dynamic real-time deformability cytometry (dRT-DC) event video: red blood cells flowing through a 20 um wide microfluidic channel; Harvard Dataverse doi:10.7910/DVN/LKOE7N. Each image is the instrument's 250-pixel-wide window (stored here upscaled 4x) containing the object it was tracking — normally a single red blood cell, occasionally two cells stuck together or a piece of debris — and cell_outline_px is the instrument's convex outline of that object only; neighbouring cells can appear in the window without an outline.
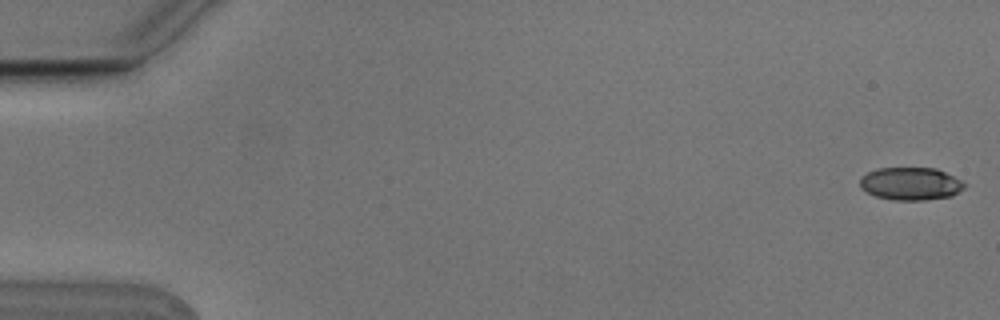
{"species": "Egyptian fruit bat (a non-hibernating species)", "species_latin": "Rousettus aegyptiacus", "temperature_condition": "cold", "stored_images_in_passage": 8, "camera_frame_rate_fps": 3000, "um_per_image_px": 0.085, "animal": {"sex": "male"}, "frame": {"image": 1, "passage_image": 1, "time_ms": 0.0, "image_size_px": [1000, 320], "cell_outline_px": [[964, 188], [952, 196], [924, 200], [892, 200], [876, 196], [860, 188], [860, 176], [876, 168], [936, 168], [960, 180], [964, 184]], "centroid_in_image_um": [77.36, 15.61], "position_along_channel_um": 7.6, "area_um2": 19.88}}
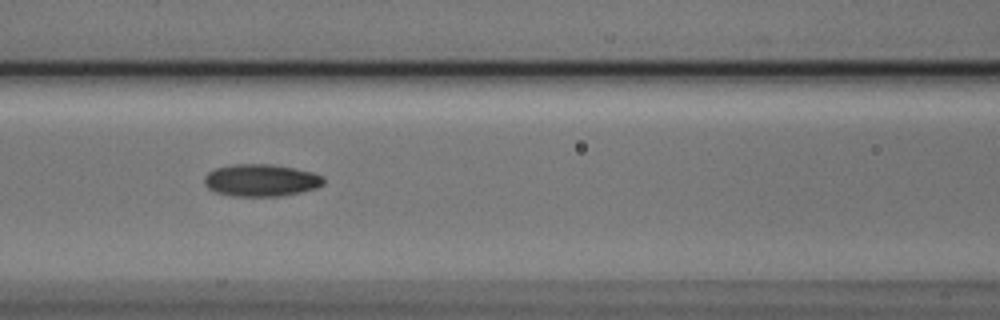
{"frame": {"image": 2, "passage_image": 7, "time_ms": 2.0, "image_size_px": [1000, 320], "cell_outline_px": [[324, 184], [316, 188], [300, 192], [280, 196], [232, 196], [216, 192], [208, 188], [204, 184], [204, 176], [208, 172], [216, 168], [232, 164], [272, 164], [312, 172], [324, 176]], "centroid_in_image_um": [22.18, 15.32], "position_along_channel_um": 144.4, "area_um2": 22.43}}
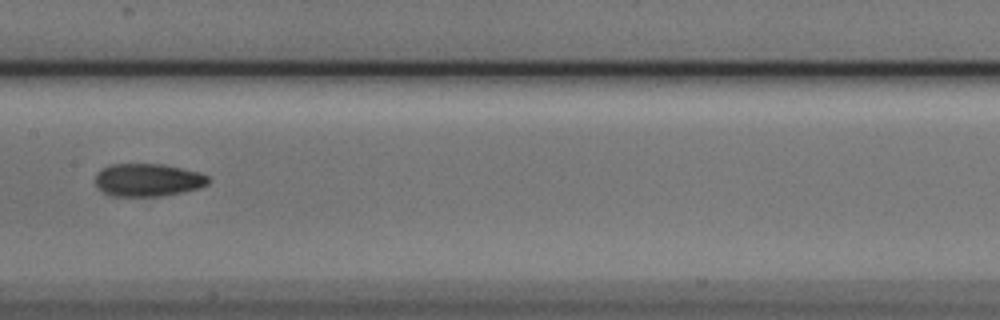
{"frame": {"image": 3, "passage_image": 8, "time_ms": 2.333, "image_size_px": [1000, 320], "cell_outline_px": [[208, 184], [200, 188], [164, 196], [112, 196], [104, 192], [96, 184], [96, 172], [100, 168], [112, 164], [164, 164], [200, 172], [208, 176]], "centroid_in_image_um": [12.58, 15.29], "position_along_channel_um": 194.8, "area_um2": 21.73}}